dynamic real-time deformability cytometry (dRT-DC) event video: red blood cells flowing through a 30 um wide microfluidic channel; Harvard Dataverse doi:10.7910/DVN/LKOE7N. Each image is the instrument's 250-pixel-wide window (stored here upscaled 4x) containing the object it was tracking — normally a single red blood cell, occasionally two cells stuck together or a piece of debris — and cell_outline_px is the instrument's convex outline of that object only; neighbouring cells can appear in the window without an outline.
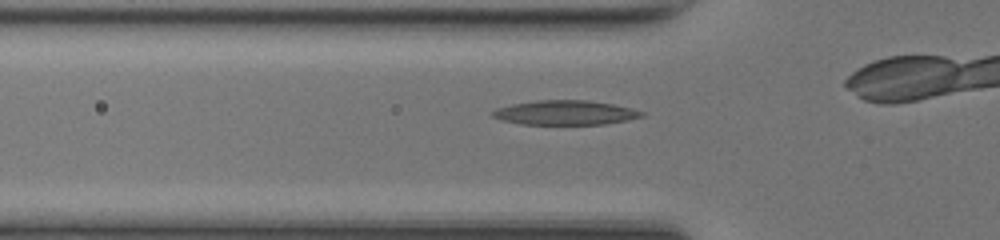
{"species": "common noctule bat (a hibernating species)", "species_latin": "Nyctalus noctula", "temperature_condition": "room temperature", "stored_images_in_passage": 29, "camera_frame_rate_fps": 3000, "um_per_image_px": 0.085, "animal": {"sex": "female", "body_mass_g": 17.0, "forearm_length_mm": 48.0}, "frame": {"image": 1, "passage_image": 7, "time_ms": 2.0, "image_size_px": [1000, 240], "cell_outline_px": [[644, 116], [628, 120], [604, 124], [520, 124], [500, 120], [492, 116], [492, 112], [496, 108], [512, 104], [536, 100], [588, 100], [612, 104], [644, 112]], "centroid_in_image_um": [48.01, 9.58], "position_along_channel_um": 77.8, "area_um2": 21.15}}
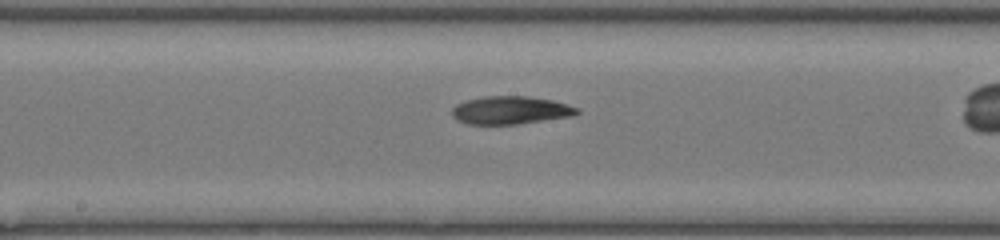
{"frame": {"image": 2, "passage_image": 16, "time_ms": 5.0, "image_size_px": [1000, 240], "cell_outline_px": [[580, 112], [572, 116], [516, 124], [468, 124], [456, 120], [452, 116], [452, 108], [456, 104], [468, 100], [484, 96], [528, 96], [552, 100], [576, 108]], "centroid_in_image_um": [43.34, 9.37], "position_along_channel_um": 204.9, "area_um2": 20.17}}
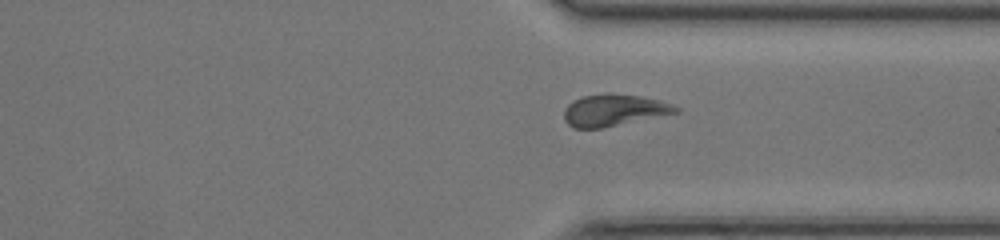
{"frame": {"image": 3, "passage_image": 27, "time_ms": 8.667, "image_size_px": [1000, 240], "cell_outline_px": [[680, 112], [600, 128], [572, 128], [564, 120], [564, 108], [572, 100], [580, 96], [640, 96], [660, 100], [672, 104], [680, 108]], "centroid_in_image_um": [52.17, 9.4], "position_along_channel_um": 359.2, "area_um2": 20.0}}